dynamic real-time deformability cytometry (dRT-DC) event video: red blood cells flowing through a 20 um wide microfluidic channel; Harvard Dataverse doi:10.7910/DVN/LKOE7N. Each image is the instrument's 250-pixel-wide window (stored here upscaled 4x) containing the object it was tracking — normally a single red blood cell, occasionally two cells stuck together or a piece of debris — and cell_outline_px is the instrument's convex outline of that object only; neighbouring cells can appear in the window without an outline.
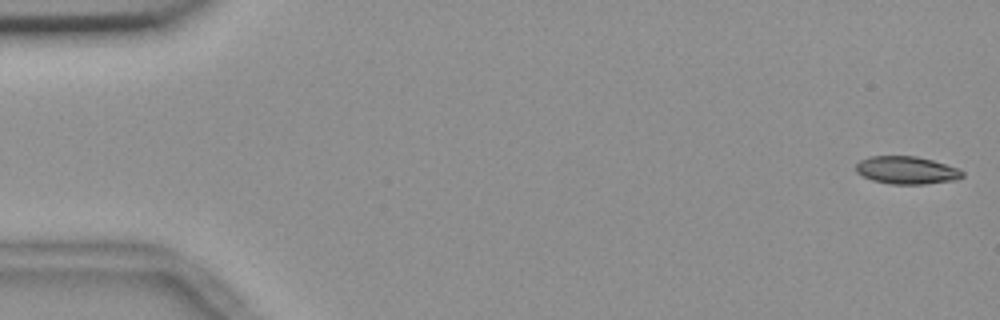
{"species": "common noctule bat (a hibernating species)", "species_latin": "Nyctalus noctula", "temperature_condition": "room temperature", "stored_images_in_passage": 5, "camera_frame_rate_fps": 3000, "um_per_image_px": 0.085, "animal": {"sex": "female", "body_mass_g": 18.4}, "frame": {"image": 1, "passage_image": 1, "time_ms": 0.0, "image_size_px": [1000, 320], "cell_outline_px": [[964, 176], [956, 180], [924, 184], [892, 184], [872, 180], [856, 172], [856, 164], [860, 160], [868, 156], [916, 156], [932, 160], [960, 168], [964, 172]], "centroid_in_image_um": [77.09, 14.46], "position_along_channel_um": 7.9, "area_um2": 17.28}}
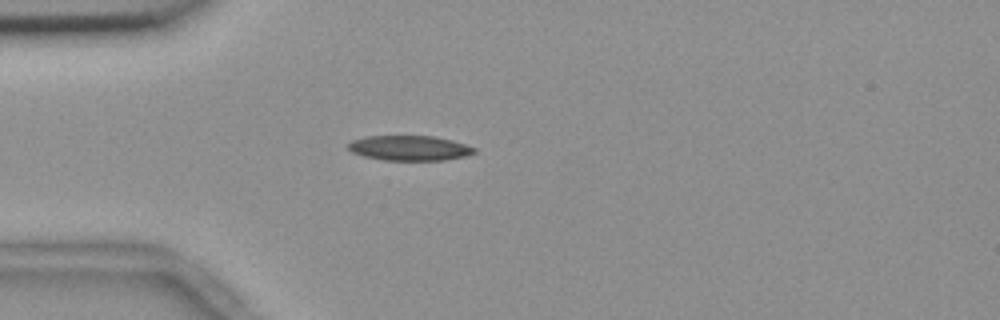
{"frame": {"image": 2, "passage_image": 5, "time_ms": 1.333, "image_size_px": [1000, 320], "cell_outline_px": [[476, 152], [464, 156], [444, 160], [384, 160], [364, 156], [352, 152], [348, 148], [348, 144], [352, 140], [364, 136], [432, 136], [452, 140], [476, 148]], "centroid_in_image_um": [34.79, 12.58], "position_along_channel_um": 50.2, "area_um2": 18.26}}